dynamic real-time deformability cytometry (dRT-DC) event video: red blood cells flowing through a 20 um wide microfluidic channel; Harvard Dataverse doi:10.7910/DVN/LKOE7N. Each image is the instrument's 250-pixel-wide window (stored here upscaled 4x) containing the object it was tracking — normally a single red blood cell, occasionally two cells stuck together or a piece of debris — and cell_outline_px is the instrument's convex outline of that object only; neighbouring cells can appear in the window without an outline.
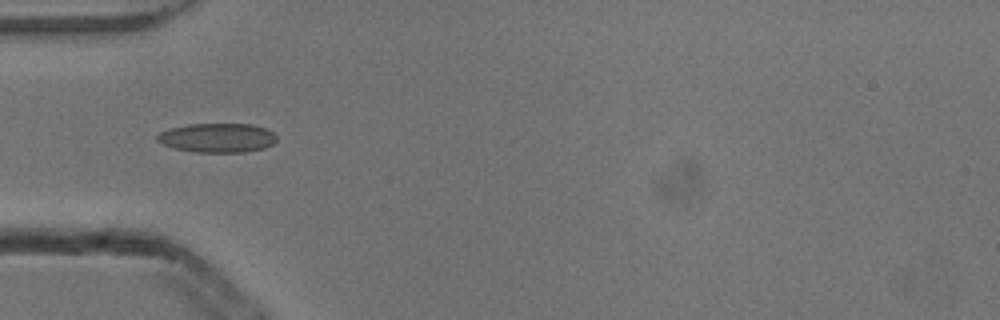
{"species": "common noctule bat (a hibernating species)", "species_latin": "Nyctalus noctula", "temperature_condition": "cold", "stored_images_in_passage": 6, "camera_frame_rate_fps": 3000, "um_per_image_px": 0.085, "animal": {"sex": "male", "body_mass_g": 13.3}, "frame": {"image": 1, "passage_image": 4, "time_ms": 1.0, "image_size_px": [1000, 320], "cell_outline_px": [[276, 140], [272, 144], [264, 148], [244, 152], [196, 152], [172, 148], [160, 144], [156, 140], [156, 136], [160, 132], [168, 128], [188, 124], [252, 124], [264, 128], [272, 132], [276, 136]], "centroid_in_image_um": [18.41, 11.71], "position_along_channel_um": 66.6, "area_um2": 20.46}}
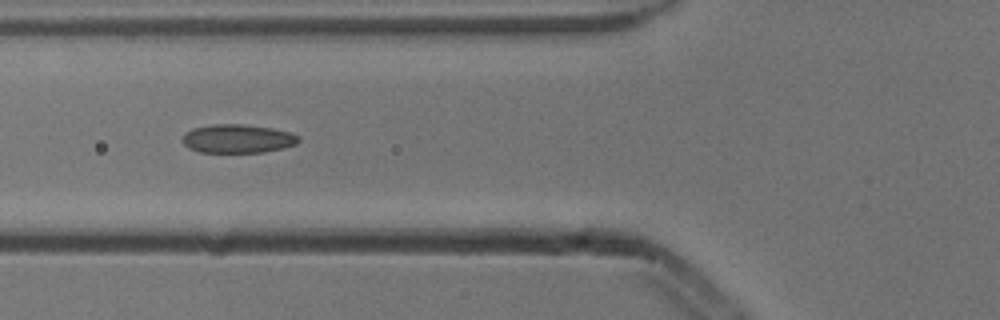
{"frame": {"image": 2, "passage_image": 5, "time_ms": 1.333, "image_size_px": [1000, 320], "cell_outline_px": [[300, 140], [296, 144], [284, 148], [264, 152], [200, 152], [188, 148], [184, 144], [184, 136], [192, 128], [212, 124], [244, 124], [272, 128], [292, 132], [300, 136]], "centroid_in_image_um": [20.26, 11.78], "position_along_channel_um": 105.5, "area_um2": 19.42}}
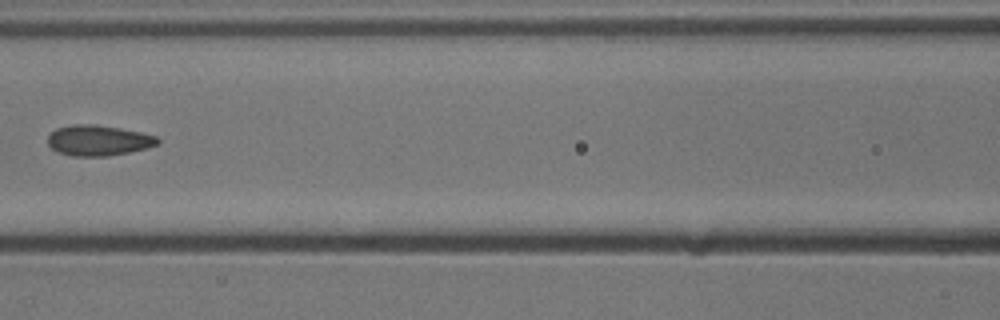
{"frame": {"image": 3, "passage_image": 6, "time_ms": 1.667, "image_size_px": [1000, 320], "cell_outline_px": [[160, 144], [128, 152], [108, 156], [72, 156], [56, 152], [48, 144], [48, 136], [56, 128], [72, 124], [92, 124], [120, 128], [140, 132], [156, 136], [160, 140]], "centroid_in_image_um": [8.34, 11.93], "position_along_channel_um": 158.3, "area_um2": 19.54}}